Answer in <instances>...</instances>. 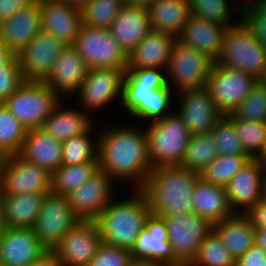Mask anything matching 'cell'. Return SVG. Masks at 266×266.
<instances>
[{"instance_id": "1", "label": "cell", "mask_w": 266, "mask_h": 266, "mask_svg": "<svg viewBox=\"0 0 266 266\" xmlns=\"http://www.w3.org/2000/svg\"><path fill=\"white\" fill-rule=\"evenodd\" d=\"M131 123L104 125L98 130V163L115 183L131 181V187L141 189L152 167L145 127Z\"/></svg>"}, {"instance_id": "2", "label": "cell", "mask_w": 266, "mask_h": 266, "mask_svg": "<svg viewBox=\"0 0 266 266\" xmlns=\"http://www.w3.org/2000/svg\"><path fill=\"white\" fill-rule=\"evenodd\" d=\"M200 177L181 165L152 168L141 190L147 197L151 214L162 217L194 213L193 188Z\"/></svg>"}, {"instance_id": "3", "label": "cell", "mask_w": 266, "mask_h": 266, "mask_svg": "<svg viewBox=\"0 0 266 266\" xmlns=\"http://www.w3.org/2000/svg\"><path fill=\"white\" fill-rule=\"evenodd\" d=\"M131 191L133 194L128 198H114L95 219L103 243L128 250L133 247L151 215L144 192L141 189Z\"/></svg>"}, {"instance_id": "4", "label": "cell", "mask_w": 266, "mask_h": 266, "mask_svg": "<svg viewBox=\"0 0 266 266\" xmlns=\"http://www.w3.org/2000/svg\"><path fill=\"white\" fill-rule=\"evenodd\" d=\"M147 123L145 132L151 167L180 165L191 137L181 116L174 110Z\"/></svg>"}, {"instance_id": "5", "label": "cell", "mask_w": 266, "mask_h": 266, "mask_svg": "<svg viewBox=\"0 0 266 266\" xmlns=\"http://www.w3.org/2000/svg\"><path fill=\"white\" fill-rule=\"evenodd\" d=\"M62 100L44 81L25 80L4 103L28 130L41 128Z\"/></svg>"}, {"instance_id": "6", "label": "cell", "mask_w": 266, "mask_h": 266, "mask_svg": "<svg viewBox=\"0 0 266 266\" xmlns=\"http://www.w3.org/2000/svg\"><path fill=\"white\" fill-rule=\"evenodd\" d=\"M214 63L241 70L258 79L266 66V45L255 39L240 21L227 28L220 55Z\"/></svg>"}, {"instance_id": "7", "label": "cell", "mask_w": 266, "mask_h": 266, "mask_svg": "<svg viewBox=\"0 0 266 266\" xmlns=\"http://www.w3.org/2000/svg\"><path fill=\"white\" fill-rule=\"evenodd\" d=\"M213 63L207 55L176 39L166 67L167 83L176 90V94L184 90L204 88Z\"/></svg>"}, {"instance_id": "8", "label": "cell", "mask_w": 266, "mask_h": 266, "mask_svg": "<svg viewBox=\"0 0 266 266\" xmlns=\"http://www.w3.org/2000/svg\"><path fill=\"white\" fill-rule=\"evenodd\" d=\"M73 46L89 68L127 70V55L109 29L82 24Z\"/></svg>"}, {"instance_id": "9", "label": "cell", "mask_w": 266, "mask_h": 266, "mask_svg": "<svg viewBox=\"0 0 266 266\" xmlns=\"http://www.w3.org/2000/svg\"><path fill=\"white\" fill-rule=\"evenodd\" d=\"M257 79L241 70L213 63L206 88L223 115L232 114L250 93Z\"/></svg>"}, {"instance_id": "10", "label": "cell", "mask_w": 266, "mask_h": 266, "mask_svg": "<svg viewBox=\"0 0 266 266\" xmlns=\"http://www.w3.org/2000/svg\"><path fill=\"white\" fill-rule=\"evenodd\" d=\"M166 223L169 243L176 258L189 266L199 246L213 231V224L196 213L162 216Z\"/></svg>"}, {"instance_id": "11", "label": "cell", "mask_w": 266, "mask_h": 266, "mask_svg": "<svg viewBox=\"0 0 266 266\" xmlns=\"http://www.w3.org/2000/svg\"><path fill=\"white\" fill-rule=\"evenodd\" d=\"M125 71L112 68H89L83 84L75 94L85 112H97L119 102L121 107ZM110 105V106H108Z\"/></svg>"}, {"instance_id": "12", "label": "cell", "mask_w": 266, "mask_h": 266, "mask_svg": "<svg viewBox=\"0 0 266 266\" xmlns=\"http://www.w3.org/2000/svg\"><path fill=\"white\" fill-rule=\"evenodd\" d=\"M1 195L51 192V173L18 154L2 158Z\"/></svg>"}, {"instance_id": "13", "label": "cell", "mask_w": 266, "mask_h": 266, "mask_svg": "<svg viewBox=\"0 0 266 266\" xmlns=\"http://www.w3.org/2000/svg\"><path fill=\"white\" fill-rule=\"evenodd\" d=\"M78 220L67 196L49 192L45 194L32 229L47 250H53Z\"/></svg>"}, {"instance_id": "14", "label": "cell", "mask_w": 266, "mask_h": 266, "mask_svg": "<svg viewBox=\"0 0 266 266\" xmlns=\"http://www.w3.org/2000/svg\"><path fill=\"white\" fill-rule=\"evenodd\" d=\"M130 255L134 262L157 266H184L175 256L169 243L167 226L162 217L150 215L138 235Z\"/></svg>"}, {"instance_id": "15", "label": "cell", "mask_w": 266, "mask_h": 266, "mask_svg": "<svg viewBox=\"0 0 266 266\" xmlns=\"http://www.w3.org/2000/svg\"><path fill=\"white\" fill-rule=\"evenodd\" d=\"M101 244L96 220L79 219L53 251L61 266H89Z\"/></svg>"}, {"instance_id": "16", "label": "cell", "mask_w": 266, "mask_h": 266, "mask_svg": "<svg viewBox=\"0 0 266 266\" xmlns=\"http://www.w3.org/2000/svg\"><path fill=\"white\" fill-rule=\"evenodd\" d=\"M173 100H177L175 103L179 106L175 111L181 116L191 136L211 133L223 116L206 87L181 91Z\"/></svg>"}, {"instance_id": "17", "label": "cell", "mask_w": 266, "mask_h": 266, "mask_svg": "<svg viewBox=\"0 0 266 266\" xmlns=\"http://www.w3.org/2000/svg\"><path fill=\"white\" fill-rule=\"evenodd\" d=\"M67 45L41 31L16 55L24 80L43 81Z\"/></svg>"}, {"instance_id": "18", "label": "cell", "mask_w": 266, "mask_h": 266, "mask_svg": "<svg viewBox=\"0 0 266 266\" xmlns=\"http://www.w3.org/2000/svg\"><path fill=\"white\" fill-rule=\"evenodd\" d=\"M114 183L106 173L99 170L70 192L67 199L74 214L82 220H95L114 197H117Z\"/></svg>"}, {"instance_id": "19", "label": "cell", "mask_w": 266, "mask_h": 266, "mask_svg": "<svg viewBox=\"0 0 266 266\" xmlns=\"http://www.w3.org/2000/svg\"><path fill=\"white\" fill-rule=\"evenodd\" d=\"M48 250L36 238L32 228L0 230V262L2 266H27Z\"/></svg>"}, {"instance_id": "20", "label": "cell", "mask_w": 266, "mask_h": 266, "mask_svg": "<svg viewBox=\"0 0 266 266\" xmlns=\"http://www.w3.org/2000/svg\"><path fill=\"white\" fill-rule=\"evenodd\" d=\"M89 67L73 45H67L55 61L51 72L43 80L62 99L75 98Z\"/></svg>"}, {"instance_id": "21", "label": "cell", "mask_w": 266, "mask_h": 266, "mask_svg": "<svg viewBox=\"0 0 266 266\" xmlns=\"http://www.w3.org/2000/svg\"><path fill=\"white\" fill-rule=\"evenodd\" d=\"M264 176L256 159H251L225 187L234 214H246L261 200Z\"/></svg>"}, {"instance_id": "22", "label": "cell", "mask_w": 266, "mask_h": 266, "mask_svg": "<svg viewBox=\"0 0 266 266\" xmlns=\"http://www.w3.org/2000/svg\"><path fill=\"white\" fill-rule=\"evenodd\" d=\"M41 31L49 33L66 45H73L82 25V12L75 7L50 0H38Z\"/></svg>"}, {"instance_id": "23", "label": "cell", "mask_w": 266, "mask_h": 266, "mask_svg": "<svg viewBox=\"0 0 266 266\" xmlns=\"http://www.w3.org/2000/svg\"><path fill=\"white\" fill-rule=\"evenodd\" d=\"M41 11L39 1L1 22V41L15 54L41 32Z\"/></svg>"}, {"instance_id": "24", "label": "cell", "mask_w": 266, "mask_h": 266, "mask_svg": "<svg viewBox=\"0 0 266 266\" xmlns=\"http://www.w3.org/2000/svg\"><path fill=\"white\" fill-rule=\"evenodd\" d=\"M108 29L128 56L152 31L148 10L124 5Z\"/></svg>"}, {"instance_id": "25", "label": "cell", "mask_w": 266, "mask_h": 266, "mask_svg": "<svg viewBox=\"0 0 266 266\" xmlns=\"http://www.w3.org/2000/svg\"><path fill=\"white\" fill-rule=\"evenodd\" d=\"M226 30L227 28L219 23L190 15L177 39L215 62L220 55Z\"/></svg>"}, {"instance_id": "26", "label": "cell", "mask_w": 266, "mask_h": 266, "mask_svg": "<svg viewBox=\"0 0 266 266\" xmlns=\"http://www.w3.org/2000/svg\"><path fill=\"white\" fill-rule=\"evenodd\" d=\"M18 155L52 174L62 165V141L41 128L28 129Z\"/></svg>"}, {"instance_id": "27", "label": "cell", "mask_w": 266, "mask_h": 266, "mask_svg": "<svg viewBox=\"0 0 266 266\" xmlns=\"http://www.w3.org/2000/svg\"><path fill=\"white\" fill-rule=\"evenodd\" d=\"M65 100L54 109L43 122L41 129L57 140L65 141L74 136L87 133L94 125L95 119L82 108L65 107Z\"/></svg>"}, {"instance_id": "28", "label": "cell", "mask_w": 266, "mask_h": 266, "mask_svg": "<svg viewBox=\"0 0 266 266\" xmlns=\"http://www.w3.org/2000/svg\"><path fill=\"white\" fill-rule=\"evenodd\" d=\"M177 38L151 31L127 56V69L162 68L166 69Z\"/></svg>"}, {"instance_id": "29", "label": "cell", "mask_w": 266, "mask_h": 266, "mask_svg": "<svg viewBox=\"0 0 266 266\" xmlns=\"http://www.w3.org/2000/svg\"><path fill=\"white\" fill-rule=\"evenodd\" d=\"M45 194L26 193L0 195V221L2 227L32 228L40 212Z\"/></svg>"}, {"instance_id": "30", "label": "cell", "mask_w": 266, "mask_h": 266, "mask_svg": "<svg viewBox=\"0 0 266 266\" xmlns=\"http://www.w3.org/2000/svg\"><path fill=\"white\" fill-rule=\"evenodd\" d=\"M194 213L207 219L213 225L234 215L229 206L226 188L211 184L199 177L191 197Z\"/></svg>"}, {"instance_id": "31", "label": "cell", "mask_w": 266, "mask_h": 266, "mask_svg": "<svg viewBox=\"0 0 266 266\" xmlns=\"http://www.w3.org/2000/svg\"><path fill=\"white\" fill-rule=\"evenodd\" d=\"M147 10L151 30L175 38L179 37L191 15L189 0H155Z\"/></svg>"}, {"instance_id": "32", "label": "cell", "mask_w": 266, "mask_h": 266, "mask_svg": "<svg viewBox=\"0 0 266 266\" xmlns=\"http://www.w3.org/2000/svg\"><path fill=\"white\" fill-rule=\"evenodd\" d=\"M254 229L245 214H234L213 225V230L236 259L255 244Z\"/></svg>"}, {"instance_id": "33", "label": "cell", "mask_w": 266, "mask_h": 266, "mask_svg": "<svg viewBox=\"0 0 266 266\" xmlns=\"http://www.w3.org/2000/svg\"><path fill=\"white\" fill-rule=\"evenodd\" d=\"M98 161L61 165L51 174V192L67 196L99 171Z\"/></svg>"}, {"instance_id": "34", "label": "cell", "mask_w": 266, "mask_h": 266, "mask_svg": "<svg viewBox=\"0 0 266 266\" xmlns=\"http://www.w3.org/2000/svg\"><path fill=\"white\" fill-rule=\"evenodd\" d=\"M189 2L191 15L219 23L226 28L238 24L241 21V12L236 8L235 1L189 0ZM236 17L237 19H235Z\"/></svg>"}, {"instance_id": "35", "label": "cell", "mask_w": 266, "mask_h": 266, "mask_svg": "<svg viewBox=\"0 0 266 266\" xmlns=\"http://www.w3.org/2000/svg\"><path fill=\"white\" fill-rule=\"evenodd\" d=\"M219 155V147L213 134L207 133L190 137L181 166L198 172L210 164Z\"/></svg>"}, {"instance_id": "36", "label": "cell", "mask_w": 266, "mask_h": 266, "mask_svg": "<svg viewBox=\"0 0 266 266\" xmlns=\"http://www.w3.org/2000/svg\"><path fill=\"white\" fill-rule=\"evenodd\" d=\"M95 126L87 133L74 136L62 142V165H76L98 161V136ZM93 133V134H92ZM95 136L92 137V136Z\"/></svg>"}, {"instance_id": "37", "label": "cell", "mask_w": 266, "mask_h": 266, "mask_svg": "<svg viewBox=\"0 0 266 266\" xmlns=\"http://www.w3.org/2000/svg\"><path fill=\"white\" fill-rule=\"evenodd\" d=\"M27 134V128L0 101V157L17 155Z\"/></svg>"}, {"instance_id": "38", "label": "cell", "mask_w": 266, "mask_h": 266, "mask_svg": "<svg viewBox=\"0 0 266 266\" xmlns=\"http://www.w3.org/2000/svg\"><path fill=\"white\" fill-rule=\"evenodd\" d=\"M251 158L248 155L219 154L200 173V177L211 184L226 187Z\"/></svg>"}, {"instance_id": "39", "label": "cell", "mask_w": 266, "mask_h": 266, "mask_svg": "<svg viewBox=\"0 0 266 266\" xmlns=\"http://www.w3.org/2000/svg\"><path fill=\"white\" fill-rule=\"evenodd\" d=\"M189 266H236V258L213 230L200 244Z\"/></svg>"}, {"instance_id": "40", "label": "cell", "mask_w": 266, "mask_h": 266, "mask_svg": "<svg viewBox=\"0 0 266 266\" xmlns=\"http://www.w3.org/2000/svg\"><path fill=\"white\" fill-rule=\"evenodd\" d=\"M123 6L122 0H90L81 10L82 24L108 29Z\"/></svg>"}, {"instance_id": "41", "label": "cell", "mask_w": 266, "mask_h": 266, "mask_svg": "<svg viewBox=\"0 0 266 266\" xmlns=\"http://www.w3.org/2000/svg\"><path fill=\"white\" fill-rule=\"evenodd\" d=\"M174 95H176L175 91L169 85L165 88L152 90L145 97V105L133 116V120H141L139 123L144 121L146 124V121L151 122L172 113L174 110L171 108L175 104L172 100L175 99Z\"/></svg>"}, {"instance_id": "42", "label": "cell", "mask_w": 266, "mask_h": 266, "mask_svg": "<svg viewBox=\"0 0 266 266\" xmlns=\"http://www.w3.org/2000/svg\"><path fill=\"white\" fill-rule=\"evenodd\" d=\"M219 154L247 155L234 124V114L223 115L212 130Z\"/></svg>"}, {"instance_id": "43", "label": "cell", "mask_w": 266, "mask_h": 266, "mask_svg": "<svg viewBox=\"0 0 266 266\" xmlns=\"http://www.w3.org/2000/svg\"><path fill=\"white\" fill-rule=\"evenodd\" d=\"M234 124L247 155L255 159L266 145V122L238 119L234 115Z\"/></svg>"}, {"instance_id": "44", "label": "cell", "mask_w": 266, "mask_h": 266, "mask_svg": "<svg viewBox=\"0 0 266 266\" xmlns=\"http://www.w3.org/2000/svg\"><path fill=\"white\" fill-rule=\"evenodd\" d=\"M233 114L238 119L266 122V87L257 81Z\"/></svg>"}, {"instance_id": "45", "label": "cell", "mask_w": 266, "mask_h": 266, "mask_svg": "<svg viewBox=\"0 0 266 266\" xmlns=\"http://www.w3.org/2000/svg\"><path fill=\"white\" fill-rule=\"evenodd\" d=\"M133 262L130 250L102 242L89 266H131Z\"/></svg>"}, {"instance_id": "46", "label": "cell", "mask_w": 266, "mask_h": 266, "mask_svg": "<svg viewBox=\"0 0 266 266\" xmlns=\"http://www.w3.org/2000/svg\"><path fill=\"white\" fill-rule=\"evenodd\" d=\"M167 86H146V85H123L121 107L133 117L144 105L145 97L152 90L165 88Z\"/></svg>"}, {"instance_id": "47", "label": "cell", "mask_w": 266, "mask_h": 266, "mask_svg": "<svg viewBox=\"0 0 266 266\" xmlns=\"http://www.w3.org/2000/svg\"><path fill=\"white\" fill-rule=\"evenodd\" d=\"M123 85L168 86L166 79V69H127L125 71Z\"/></svg>"}, {"instance_id": "48", "label": "cell", "mask_w": 266, "mask_h": 266, "mask_svg": "<svg viewBox=\"0 0 266 266\" xmlns=\"http://www.w3.org/2000/svg\"><path fill=\"white\" fill-rule=\"evenodd\" d=\"M24 81L15 56L0 70V101L4 102Z\"/></svg>"}, {"instance_id": "49", "label": "cell", "mask_w": 266, "mask_h": 266, "mask_svg": "<svg viewBox=\"0 0 266 266\" xmlns=\"http://www.w3.org/2000/svg\"><path fill=\"white\" fill-rule=\"evenodd\" d=\"M241 21L259 42L266 45V17L257 8H251L241 13Z\"/></svg>"}, {"instance_id": "50", "label": "cell", "mask_w": 266, "mask_h": 266, "mask_svg": "<svg viewBox=\"0 0 266 266\" xmlns=\"http://www.w3.org/2000/svg\"><path fill=\"white\" fill-rule=\"evenodd\" d=\"M236 266H266V252L254 244L236 259Z\"/></svg>"}, {"instance_id": "51", "label": "cell", "mask_w": 266, "mask_h": 266, "mask_svg": "<svg viewBox=\"0 0 266 266\" xmlns=\"http://www.w3.org/2000/svg\"><path fill=\"white\" fill-rule=\"evenodd\" d=\"M35 0H0V22L28 7Z\"/></svg>"}, {"instance_id": "52", "label": "cell", "mask_w": 266, "mask_h": 266, "mask_svg": "<svg viewBox=\"0 0 266 266\" xmlns=\"http://www.w3.org/2000/svg\"><path fill=\"white\" fill-rule=\"evenodd\" d=\"M254 228H266V203L261 200L245 214Z\"/></svg>"}, {"instance_id": "53", "label": "cell", "mask_w": 266, "mask_h": 266, "mask_svg": "<svg viewBox=\"0 0 266 266\" xmlns=\"http://www.w3.org/2000/svg\"><path fill=\"white\" fill-rule=\"evenodd\" d=\"M27 266H61L53 250H48L41 257L34 260Z\"/></svg>"}, {"instance_id": "54", "label": "cell", "mask_w": 266, "mask_h": 266, "mask_svg": "<svg viewBox=\"0 0 266 266\" xmlns=\"http://www.w3.org/2000/svg\"><path fill=\"white\" fill-rule=\"evenodd\" d=\"M14 57L15 54L0 40V70H2L4 64L9 63Z\"/></svg>"}, {"instance_id": "55", "label": "cell", "mask_w": 266, "mask_h": 266, "mask_svg": "<svg viewBox=\"0 0 266 266\" xmlns=\"http://www.w3.org/2000/svg\"><path fill=\"white\" fill-rule=\"evenodd\" d=\"M255 244L266 252V228H255Z\"/></svg>"}, {"instance_id": "56", "label": "cell", "mask_w": 266, "mask_h": 266, "mask_svg": "<svg viewBox=\"0 0 266 266\" xmlns=\"http://www.w3.org/2000/svg\"><path fill=\"white\" fill-rule=\"evenodd\" d=\"M236 3V8L242 13L247 9L256 8L259 0H236Z\"/></svg>"}, {"instance_id": "57", "label": "cell", "mask_w": 266, "mask_h": 266, "mask_svg": "<svg viewBox=\"0 0 266 266\" xmlns=\"http://www.w3.org/2000/svg\"><path fill=\"white\" fill-rule=\"evenodd\" d=\"M50 1L66 4L68 6L75 7L81 11L90 0H50Z\"/></svg>"}, {"instance_id": "58", "label": "cell", "mask_w": 266, "mask_h": 266, "mask_svg": "<svg viewBox=\"0 0 266 266\" xmlns=\"http://www.w3.org/2000/svg\"><path fill=\"white\" fill-rule=\"evenodd\" d=\"M155 0H122L124 5L148 8V6Z\"/></svg>"}, {"instance_id": "59", "label": "cell", "mask_w": 266, "mask_h": 266, "mask_svg": "<svg viewBox=\"0 0 266 266\" xmlns=\"http://www.w3.org/2000/svg\"><path fill=\"white\" fill-rule=\"evenodd\" d=\"M255 159L260 165L264 178H266V145L264 146L262 152Z\"/></svg>"}, {"instance_id": "60", "label": "cell", "mask_w": 266, "mask_h": 266, "mask_svg": "<svg viewBox=\"0 0 266 266\" xmlns=\"http://www.w3.org/2000/svg\"><path fill=\"white\" fill-rule=\"evenodd\" d=\"M257 81L266 87V66L263 68V71L261 73V76L257 79Z\"/></svg>"}, {"instance_id": "61", "label": "cell", "mask_w": 266, "mask_h": 266, "mask_svg": "<svg viewBox=\"0 0 266 266\" xmlns=\"http://www.w3.org/2000/svg\"><path fill=\"white\" fill-rule=\"evenodd\" d=\"M261 201L266 203V178L262 182Z\"/></svg>"}, {"instance_id": "62", "label": "cell", "mask_w": 266, "mask_h": 266, "mask_svg": "<svg viewBox=\"0 0 266 266\" xmlns=\"http://www.w3.org/2000/svg\"><path fill=\"white\" fill-rule=\"evenodd\" d=\"M131 266H157L150 263H143V262H133Z\"/></svg>"}, {"instance_id": "63", "label": "cell", "mask_w": 266, "mask_h": 266, "mask_svg": "<svg viewBox=\"0 0 266 266\" xmlns=\"http://www.w3.org/2000/svg\"><path fill=\"white\" fill-rule=\"evenodd\" d=\"M0 195H1V167H0Z\"/></svg>"}, {"instance_id": "64", "label": "cell", "mask_w": 266, "mask_h": 266, "mask_svg": "<svg viewBox=\"0 0 266 266\" xmlns=\"http://www.w3.org/2000/svg\"><path fill=\"white\" fill-rule=\"evenodd\" d=\"M0 40H1V22H0Z\"/></svg>"}]
</instances>
